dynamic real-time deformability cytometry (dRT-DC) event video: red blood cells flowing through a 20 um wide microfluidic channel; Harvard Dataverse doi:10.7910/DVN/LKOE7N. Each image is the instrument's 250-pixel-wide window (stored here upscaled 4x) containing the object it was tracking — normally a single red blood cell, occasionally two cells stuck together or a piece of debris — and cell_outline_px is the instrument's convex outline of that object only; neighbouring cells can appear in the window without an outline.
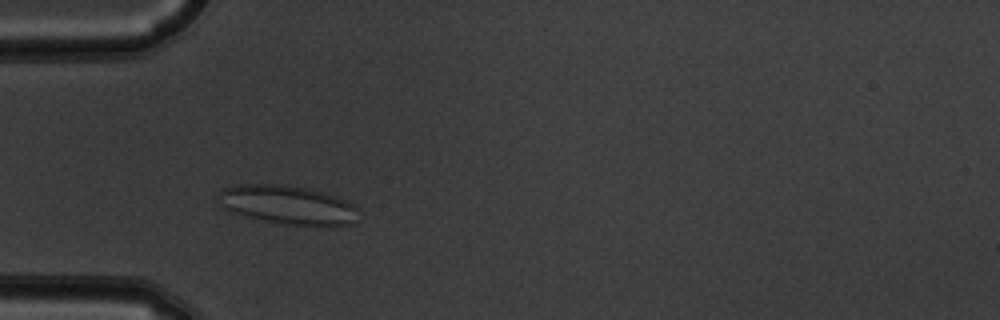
{"species": "common noctule bat (a hibernating species)", "species_latin": "Nyctalus noctula", "temperature_condition": "warm", "stored_images_in_passage": 38, "camera_frame_rate_fps": 3000, "um_per_image_px": 0.085, "animal": {"sex": "male", "body_mass_g": 19.5, "forearm_length_mm": 54.6}, "frame": {"image": 1, "passage_image": 2, "time_ms": 0.333, "image_size_px": [1000, 320], "cell_outline_px": [[356, 208], [352, 224], [332, 228], [288, 224], [268, 220], [236, 212], [224, 208], [220, 204], [220, 188], [240, 184], [284, 184], [308, 188], [336, 196], [352, 204]], "centroid_in_image_um": [24.5, 17.41], "position_along_channel_um": 60.5, "area_um2": 31.39}}
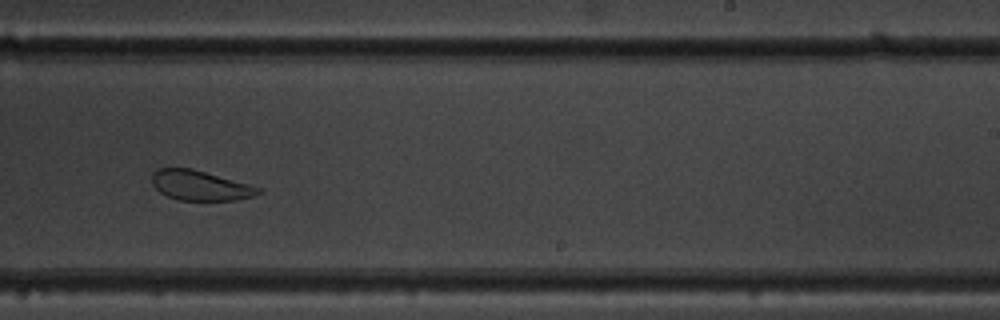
{"frame": {"image": 2, "passage_image": 19, "time_ms": 6.0, "image_size_px": [1000, 320], "cell_outline_px": [[264, 192], [252, 196], [236, 200], [180, 200], [168, 196], [160, 192], [152, 184], [152, 172], [160, 168], [192, 168], [264, 188]], "centroid_in_image_um": [17.05, 15.76], "position_along_channel_um": 271.9, "area_um2": 18.61}}
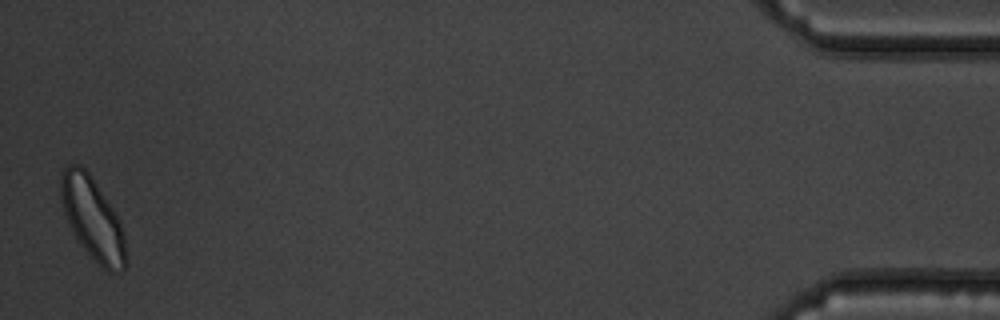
{"frame": {"image": 3, "passage_image": 38, "time_ms": 12.333, "image_size_px": [1000, 320], "cell_outline_px": [[124, 268], [120, 272], [108, 272], [76, 240], [64, 212], [60, 196], [60, 172], [68, 164], [80, 164], [88, 172], [112, 208], [120, 224], [124, 236]], "centroid_in_image_um": [7.81, 18.53], "position_along_channel_um": 427.4, "area_um2": 30.35}, "authors_computed_cell_mechanics": {"area_um2": 21.7039, "velocity_mm_per_s": 3.7922, "shape_relaxation_time_tau1_ms": 2.6378, "shape_relaxation_time_tau2_ms": 1.1967, "deformation_change_tau1": 0.0724, "deformation_change_tau2": 0.0798}}